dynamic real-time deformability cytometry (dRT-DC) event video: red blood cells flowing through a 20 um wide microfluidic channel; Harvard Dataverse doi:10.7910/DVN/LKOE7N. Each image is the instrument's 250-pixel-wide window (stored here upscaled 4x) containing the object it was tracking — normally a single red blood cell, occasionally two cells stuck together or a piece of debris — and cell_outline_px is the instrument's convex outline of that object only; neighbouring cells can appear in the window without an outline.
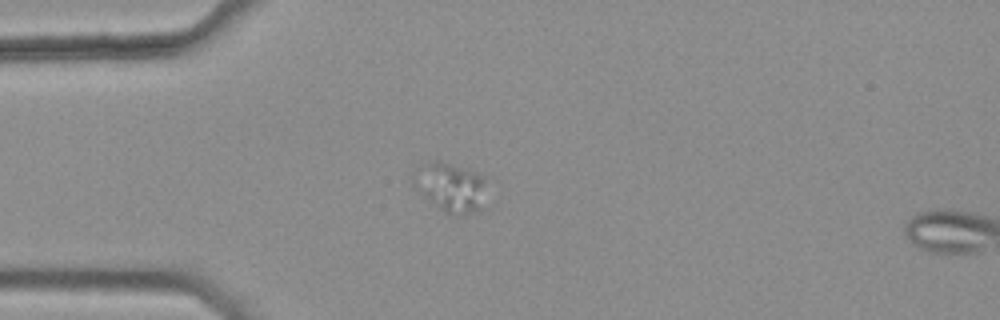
{"species": "common noctule bat (a hibernating species)", "species_latin": "Nyctalus noctula", "temperature_condition": "warm", "stored_images_in_passage": 15, "segment_of_instrument_passage": [1, 2], "camera_frame_rate_fps": 3000, "um_per_image_px": 0.085, "animal": {"sex": "female", "body_mass_g": 25.1}, "frame": {"image": 1, "passage_image": 13, "time_ms": 4.0, "image_size_px": [1000, 320], "cell_outline_px": [[484, 180], [480, 212], [460, 216], [452, 216], [444, 212], [424, 196], [420, 192], [412, 180], [412, 172], [416, 168], [428, 160], [440, 160], [468, 168], [484, 176]], "centroid_in_image_um": [38.26, 15.89], "position_along_channel_um": 46.7, "area_um2": 21.21}}